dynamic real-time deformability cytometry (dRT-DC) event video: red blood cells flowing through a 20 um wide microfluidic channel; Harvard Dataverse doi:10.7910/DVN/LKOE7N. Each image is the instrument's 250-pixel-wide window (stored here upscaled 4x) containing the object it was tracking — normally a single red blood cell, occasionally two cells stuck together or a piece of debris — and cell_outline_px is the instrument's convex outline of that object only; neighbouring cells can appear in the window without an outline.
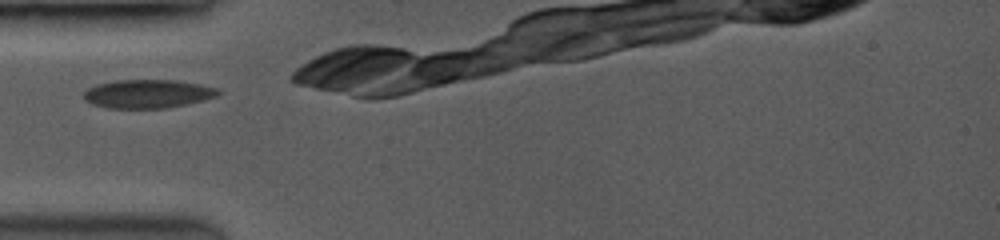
{"species": "common noctule bat (a hibernating species)", "species_latin": "Nyctalus noctula", "temperature_condition": "room temperature", "stored_images_in_passage": 3, "camera_frame_rate_fps": 3500, "um_per_image_px": 0.085, "animal": {"sex": "female", "body_mass_g": 19.0, "forearm_length_mm": 53.3}, "frame": {"image": 1, "passage_image": 1, "time_ms": 0.0, "image_size_px": [1000, 240], "cell_outline_px": [[220, 92], [216, 96], [184, 104], [164, 108], [108, 108], [92, 104], [84, 96], [84, 92], [88, 88], [100, 84], [116, 80], [172, 80], [200, 84], [216, 88]], "centroid_in_image_um": [12.53, 7.97], "position_along_channel_um": 72.5, "area_um2": 21.85}}
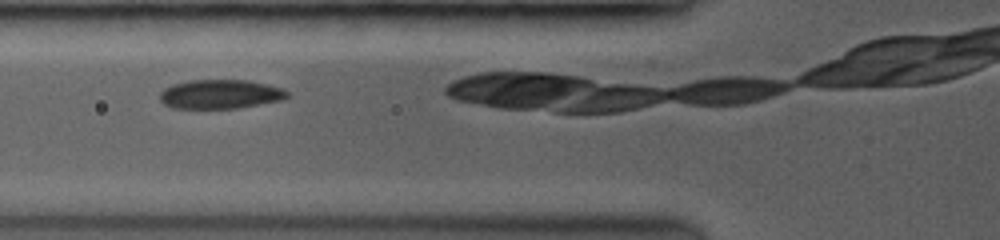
{"frame": {"image": 2, "passage_image": 2, "time_ms": 0.857, "image_size_px": [1000, 240], "cell_outline_px": [[288, 96], [280, 100], [236, 108], [172, 108], [164, 104], [160, 100], [160, 92], [164, 88], [172, 84], [188, 80], [248, 80], [280, 88], [288, 92]], "centroid_in_image_um": [18.65, 8.0], "position_along_channel_um": 107.2, "area_um2": 21.39}}